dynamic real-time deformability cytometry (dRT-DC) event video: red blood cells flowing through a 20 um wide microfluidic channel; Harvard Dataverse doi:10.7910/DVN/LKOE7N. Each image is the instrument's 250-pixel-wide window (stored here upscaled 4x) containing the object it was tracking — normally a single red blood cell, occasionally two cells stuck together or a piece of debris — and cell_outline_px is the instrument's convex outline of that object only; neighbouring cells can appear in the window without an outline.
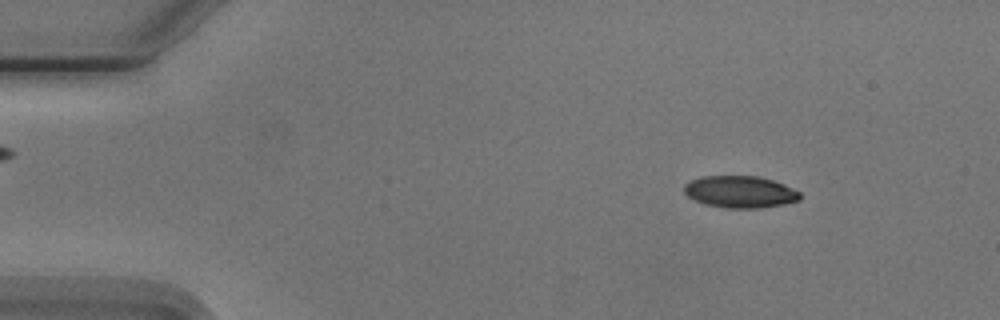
{"species": "Egyptian fruit bat (a non-hibernating species)", "species_latin": "Rousettus aegyptiacus", "temperature_condition": "cold", "stored_images_in_passage": 6, "camera_frame_rate_fps": 3000, "um_per_image_px": 0.085, "animal": {"sex": "male"}, "frame": {"image": 1, "passage_image": 2, "time_ms": 1.0, "image_size_px": [1000, 320], "cell_outline_px": [[800, 200], [784, 204], [760, 208], [728, 208], [704, 204], [688, 196], [684, 192], [684, 184], [688, 180], [700, 176], [756, 176], [772, 180], [784, 184], [800, 192]], "centroid_in_image_um": [62.88, 16.3], "position_along_channel_um": 22.1, "area_um2": 21.62}}
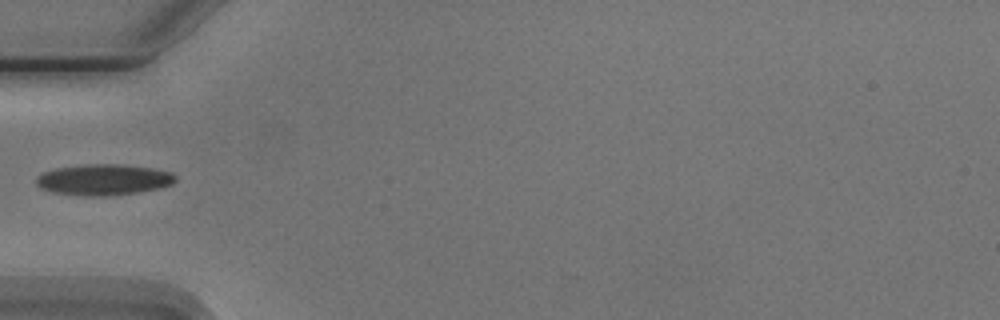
{"frame": {"image": 2, "passage_image": 5, "time_ms": 4.667, "image_size_px": [1000, 320], "cell_outline_px": [[176, 180], [172, 184], [160, 188], [136, 192], [108, 196], [84, 196], [52, 192], [40, 188], [36, 184], [36, 176], [44, 172], [56, 168], [84, 164], [124, 164], [152, 168], [172, 172], [176, 176]], "centroid_in_image_um": [8.8, 15.27], "position_along_channel_um": 76.2, "area_um2": 25.32}}
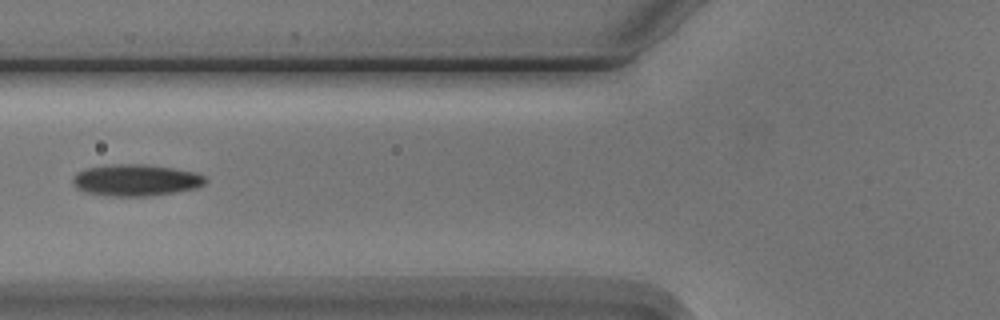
{"frame": {"image": 3, "passage_image": 6, "time_ms": 5.667, "image_size_px": [1000, 320], "cell_outline_px": [[208, 180], [204, 184], [196, 188], [148, 196], [112, 196], [84, 192], [76, 188], [72, 180], [72, 176], [76, 172], [88, 168], [112, 164], [148, 164], [196, 172], [204, 176]], "centroid_in_image_um": [11.53, 15.3], "position_along_channel_um": 114.3, "area_um2": 24.45}}